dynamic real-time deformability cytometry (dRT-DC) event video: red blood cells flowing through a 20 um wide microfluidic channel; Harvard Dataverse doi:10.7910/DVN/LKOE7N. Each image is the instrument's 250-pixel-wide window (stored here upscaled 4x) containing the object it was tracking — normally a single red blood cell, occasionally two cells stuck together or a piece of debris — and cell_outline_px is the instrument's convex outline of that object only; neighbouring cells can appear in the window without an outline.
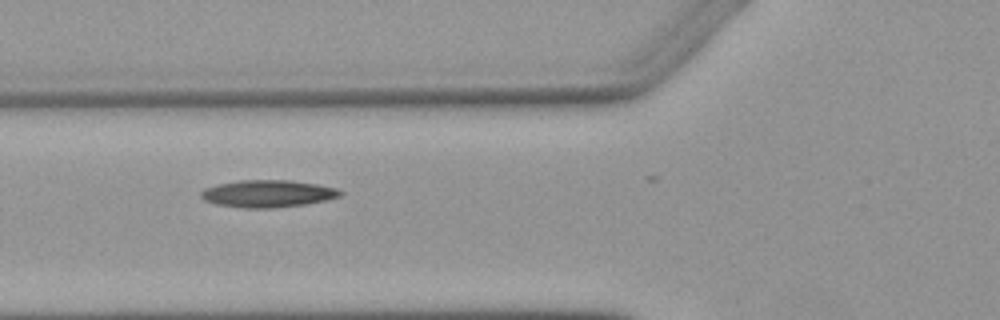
{"species": "Egyptian fruit bat (a non-hibernating species)", "species_latin": "Rousettus aegyptiacus", "temperature_condition": "warm", "stored_images_in_passage": 7, "camera_frame_rate_fps": 3000, "um_per_image_px": 0.085, "animal": {"sex": "female"}, "frame": {"image": 1, "passage_image": 5, "time_ms": 5.333, "image_size_px": [1000, 320], "cell_outline_px": [[344, 192], [340, 196], [324, 200], [304, 204], [268, 208], [244, 208], [216, 204], [204, 200], [200, 196], [200, 192], [204, 188], [216, 184], [240, 180], [292, 180], [316, 184], [336, 188]], "centroid_in_image_um": [22.72, 16.45], "position_along_channel_um": 103.1, "area_um2": 22.02}}
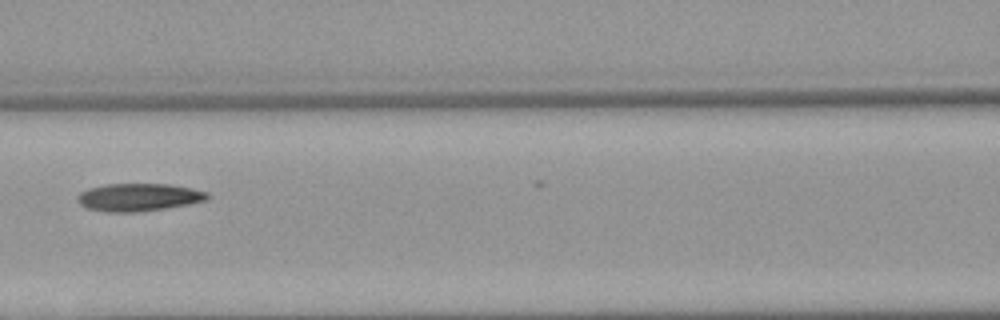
{"frame": {"image": 2, "passage_image": 6, "time_ms": 6.667, "image_size_px": [1000, 320], "cell_outline_px": [[212, 196], [208, 200], [188, 204], [164, 208], [136, 212], [104, 212], [84, 208], [76, 200], [76, 196], [80, 192], [88, 188], [108, 184], [168, 184], [192, 188], [208, 192]], "centroid_in_image_um": [11.77, 16.77], "position_along_channel_um": 154.8, "area_um2": 21.21}}
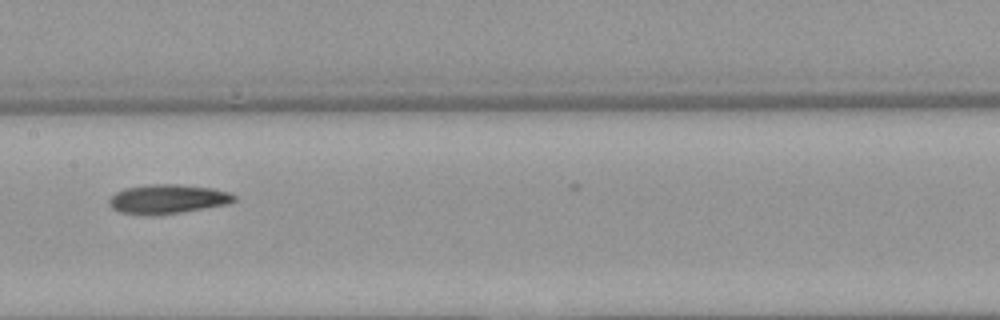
{"frame": {"image": 3, "passage_image": 7, "time_ms": 7.667, "image_size_px": [1000, 320], "cell_outline_px": [[236, 200], [228, 204], [180, 212], [152, 216], [120, 212], [112, 208], [108, 204], [108, 200], [116, 192], [124, 188], [152, 184], [180, 184], [212, 188], [228, 192], [236, 196]], "centroid_in_image_um": [14.23, 16.92], "position_along_channel_um": 193.2, "area_um2": 21.33}}